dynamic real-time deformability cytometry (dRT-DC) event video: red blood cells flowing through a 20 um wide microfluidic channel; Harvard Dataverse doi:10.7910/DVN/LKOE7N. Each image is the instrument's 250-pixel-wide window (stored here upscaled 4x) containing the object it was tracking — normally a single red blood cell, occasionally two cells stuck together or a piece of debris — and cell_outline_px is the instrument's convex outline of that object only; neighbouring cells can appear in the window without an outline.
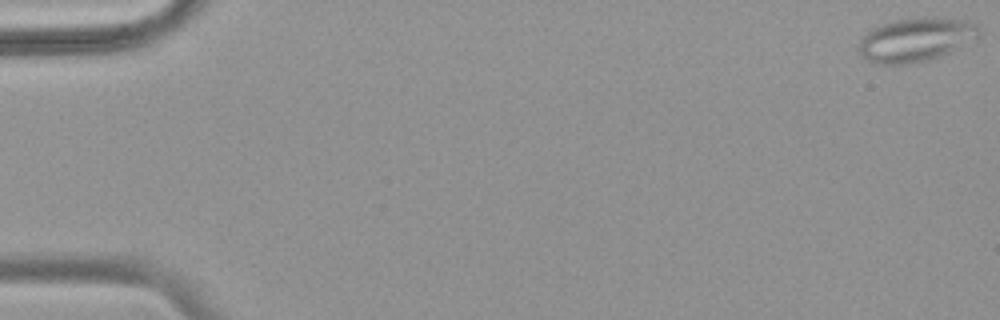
{"species": "common noctule bat (a hibernating species)", "species_latin": "Nyctalus noctula", "temperature_condition": "warm", "stored_images_in_passage": 55, "camera_frame_rate_fps": 3000, "um_per_image_px": 0.085, "animal": {"sex": "female", "body_mass_g": 18.4}, "frame": {"image": 1, "passage_image": 1, "time_ms": 0.0, "image_size_px": [1000, 320], "cell_outline_px": [[980, 32], [976, 36], [948, 52], [940, 56], [928, 60], [908, 64], [876, 64], [868, 60], [860, 52], [860, 40], [872, 28], [880, 24], [892, 20], [932, 16], [968, 20], [976, 24], [980, 28]], "centroid_in_image_um": [77.82, 3.34], "position_along_channel_um": 7.2, "area_um2": 30.35}}
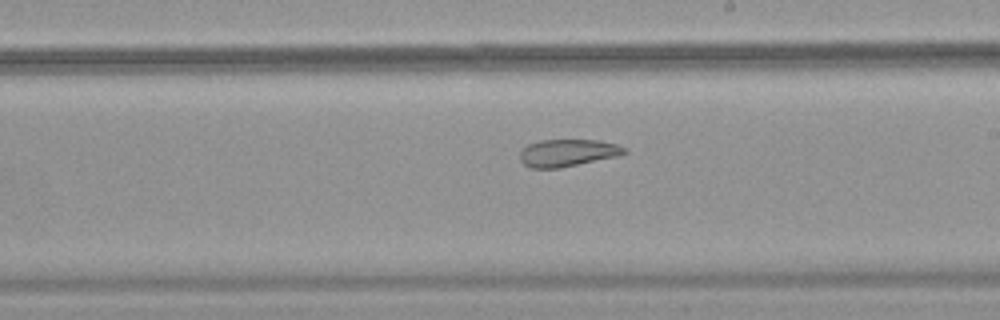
{"frame": {"image": 2, "passage_image": 33, "time_ms": 10.667, "image_size_px": [1000, 320], "cell_outline_px": [[628, 152], [620, 156], [560, 168], [528, 168], [520, 160], [520, 152], [528, 144], [540, 140], [600, 140], [616, 144], [628, 148]], "centroid_in_image_um": [48.29, 12.99], "position_along_channel_um": 240.7, "area_um2": 16.82}}
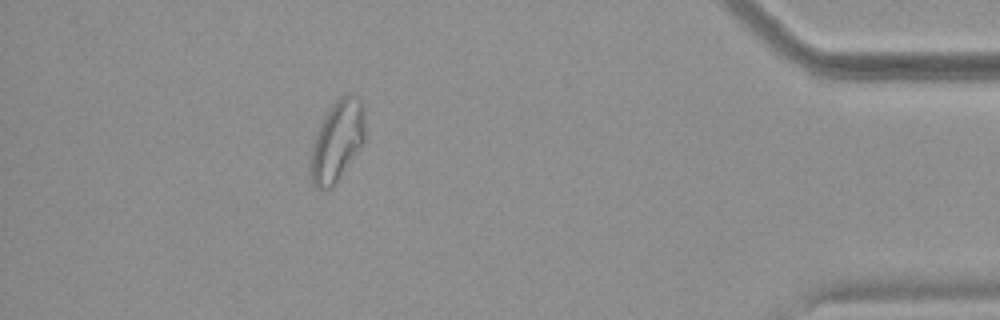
{"frame": {"image": 3, "passage_image": 50, "time_ms": 16.333, "image_size_px": [1000, 320], "cell_outline_px": [[364, 144], [332, 188], [316, 188], [312, 184], [308, 168], [308, 164], [316, 132], [324, 116], [332, 104], [340, 96], [348, 92], [356, 96], [364, 104]], "centroid_in_image_um": [28.65, 11.98], "position_along_channel_um": 406.6, "area_um2": 26.07}, "authors_computed_cell_mechanics": {"area_um2": 23.9292, "velocity_mm_per_s": 3.7251, "shape_relaxation_time_tau1_ms": null, "shape_relaxation_time_tau2_ms": 3.0401, "deformation_change_tau1": null, "deformation_change_tau2": 0.1008}}